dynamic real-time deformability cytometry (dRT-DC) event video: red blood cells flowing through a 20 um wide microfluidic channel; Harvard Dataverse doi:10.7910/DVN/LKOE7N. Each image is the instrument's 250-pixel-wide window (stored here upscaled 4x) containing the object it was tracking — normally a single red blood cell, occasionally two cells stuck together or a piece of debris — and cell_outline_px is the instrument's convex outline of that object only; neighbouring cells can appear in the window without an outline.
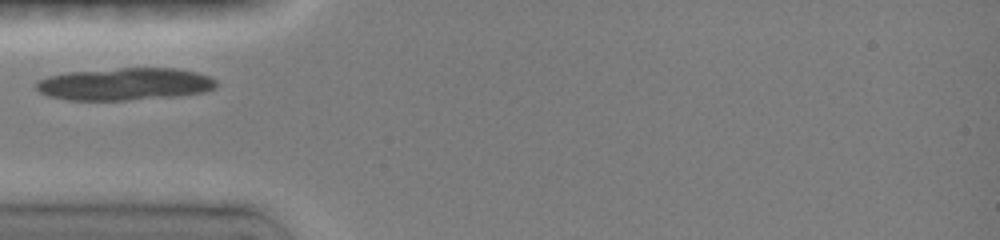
{"species": "common noctule bat (a hibernating species)", "species_latin": "Nyctalus noctula", "temperature_condition": "room temperature", "stored_images_in_passage": 3, "camera_frame_rate_fps": 3000, "um_per_image_px": 0.085, "animal": {"sex": "female", "body_mass_g": 19.0, "forearm_length_mm": 51.5}, "frame": {"image": 1, "passage_image": 1, "time_ms": 0.0, "image_size_px": [1000, 240], "cell_outline_px": [[216, 84], [212, 88], [200, 92], [172, 96], [124, 100], [68, 100], [48, 96], [40, 92], [36, 88], [36, 84], [40, 80], [48, 76], [68, 72], [120, 68], [176, 68], [196, 72], [208, 76], [216, 80]], "centroid_in_image_um": [10.56, 7.14], "position_along_channel_um": 74.4, "area_um2": 33.52}}